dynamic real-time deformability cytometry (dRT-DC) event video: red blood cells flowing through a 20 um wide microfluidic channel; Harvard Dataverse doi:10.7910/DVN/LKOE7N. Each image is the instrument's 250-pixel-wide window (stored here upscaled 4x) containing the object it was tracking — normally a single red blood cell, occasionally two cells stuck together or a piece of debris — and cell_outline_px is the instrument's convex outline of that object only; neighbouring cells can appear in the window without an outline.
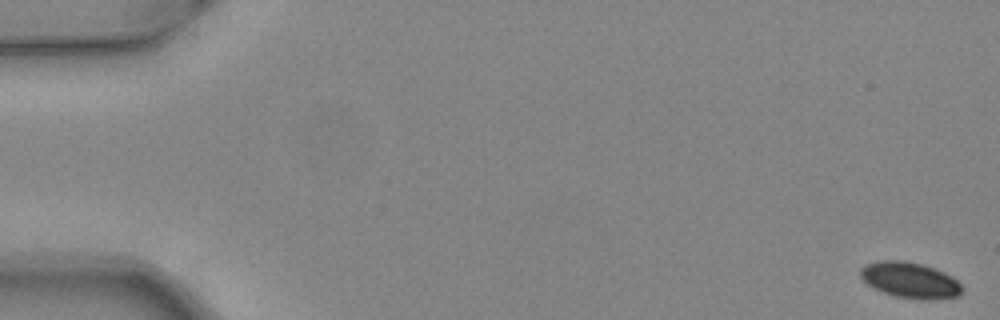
{"species": "common noctule bat (a hibernating species)", "species_latin": "Nyctalus noctula", "temperature_condition": "warm", "stored_images_in_passage": 52, "camera_frame_rate_fps": 3000, "um_per_image_px": 0.085, "animal": {"sex": "female", "body_mass_g": 24.6, "forearm_length_mm": 56.2}, "frame": {"image": 1, "passage_image": 1, "time_ms": 0.0, "image_size_px": [1000, 320], "cell_outline_px": [[964, 288], [960, 296], [928, 300], [920, 300], [896, 296], [872, 288], [860, 276], [860, 268], [864, 264], [880, 260], [904, 260], [936, 268], [952, 276]], "centroid_in_image_um": [77.36, 23.81], "position_along_channel_um": 7.6, "area_um2": 21.44}}
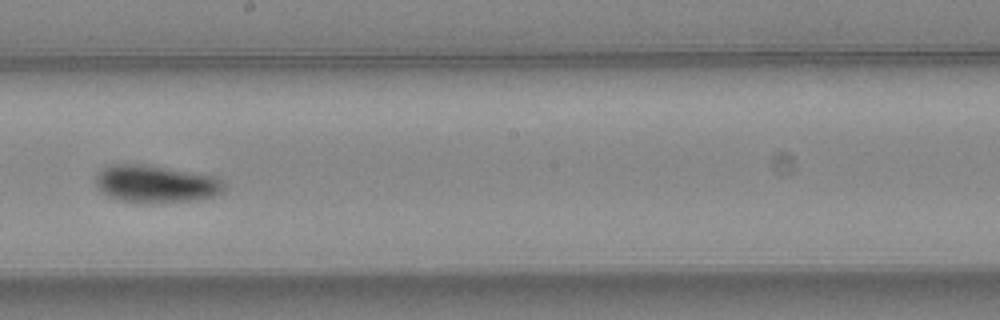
{"frame": {"image": 2, "passage_image": 30, "time_ms": 9.667, "image_size_px": [1000, 320], "cell_outline_px": [[224, 192], [212, 196], [196, 200], [120, 200], [108, 196], [96, 188], [96, 172], [112, 164], [148, 164], [216, 176], [224, 180]], "centroid_in_image_um": [13.25, 15.57], "position_along_channel_um": 234.9, "area_um2": 27.46}}
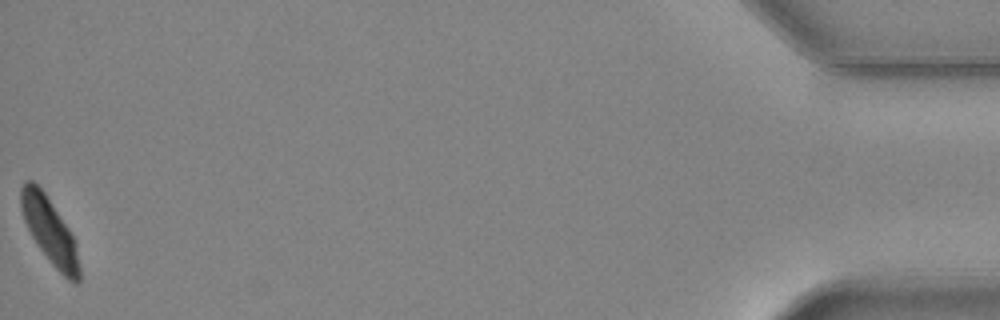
{"frame": {"image": 3, "passage_image": 52, "time_ms": 17.0, "image_size_px": [1000, 320], "cell_outline_px": [[80, 280], [76, 284], [68, 280], [48, 260], [32, 236], [24, 220], [20, 208], [20, 188], [24, 180], [32, 180], [44, 192], [68, 228], [76, 244], [80, 268]], "centroid_in_image_um": [4.21, 19.62], "position_along_channel_um": 431.0, "area_um2": 22.2}, "authors_computed_cell_mechanics": {"area_um2": 24.5361, "velocity_mm_per_s": 4.0305, "shape_relaxation_time_tau1_ms": 2.5032, "shape_relaxation_time_tau2_ms": 7.8106, "deformation_change_tau1": 0.1279, "deformation_change_tau2": 0.1216}}